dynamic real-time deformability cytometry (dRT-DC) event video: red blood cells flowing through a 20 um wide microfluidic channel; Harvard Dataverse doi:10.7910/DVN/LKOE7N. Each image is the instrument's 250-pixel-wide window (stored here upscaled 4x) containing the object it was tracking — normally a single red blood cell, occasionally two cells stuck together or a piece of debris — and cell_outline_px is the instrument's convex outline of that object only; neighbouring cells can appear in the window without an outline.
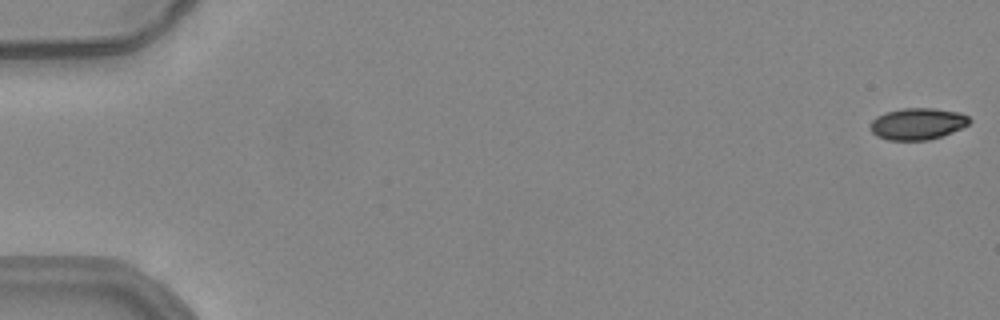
{"species": "common noctule bat (a hibernating species)", "species_latin": "Nyctalus noctula", "temperature_condition": "warm", "stored_images_in_passage": 54, "camera_frame_rate_fps": 3000, "um_per_image_px": 0.085, "animal": {"sex": "female", "body_mass_g": 24.6, "forearm_length_mm": 56.2}, "frame": {"image": 1, "passage_image": 1, "time_ms": 0.0, "image_size_px": [1000, 320], "cell_outline_px": [[972, 120], [968, 124], [952, 132], [928, 140], [888, 140], [876, 136], [872, 132], [868, 124], [876, 116], [884, 112], [904, 108], [932, 108], [960, 112], [968, 116]], "centroid_in_image_um": [77.95, 10.51], "position_along_channel_um": 7.0, "area_um2": 18.38}}
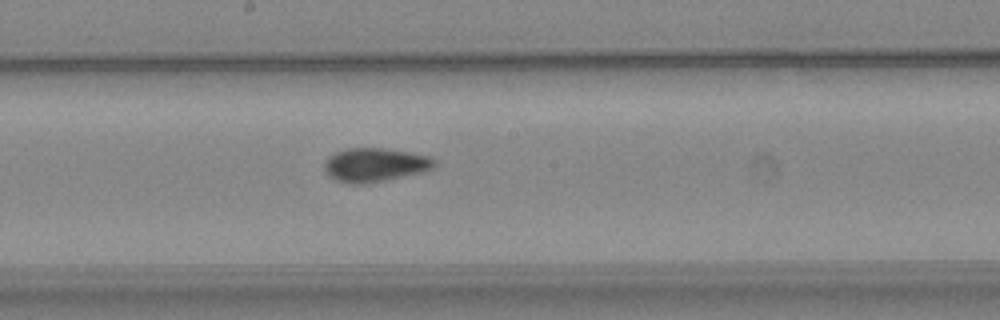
{"frame": {"image": 2, "passage_image": 30, "time_ms": 9.667, "image_size_px": [1000, 320], "cell_outline_px": [[436, 164], [432, 168], [420, 172], [384, 180], [364, 184], [352, 184], [336, 180], [324, 168], [324, 164], [328, 156], [336, 152], [348, 148], [384, 148], [432, 156], [436, 160]], "centroid_in_image_um": [31.88, 14.0], "position_along_channel_um": 216.3, "area_um2": 21.39}}
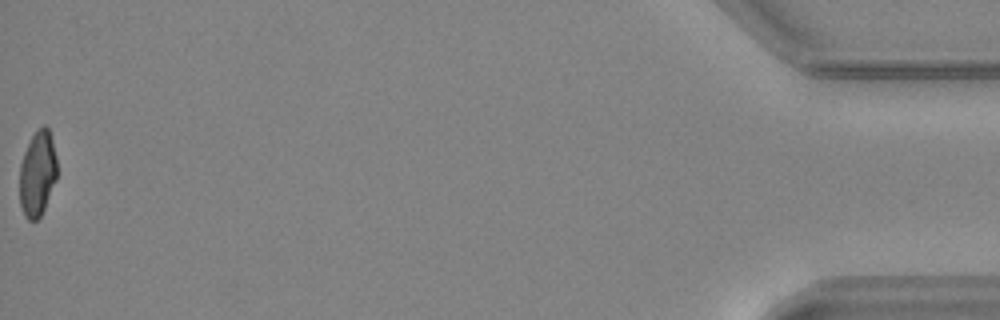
{"frame": {"image": 3, "passage_image": 54, "time_ms": 17.667, "image_size_px": [1000, 320], "cell_outline_px": [[56, 180], [44, 208], [40, 216], [36, 220], [28, 220], [24, 216], [20, 204], [20, 164], [24, 152], [32, 136], [44, 124], [48, 128], [52, 140], [56, 156]], "centroid_in_image_um": [3.18, 14.77], "position_along_channel_um": 432.0, "area_um2": 18.38}, "authors_computed_cell_mechanics": {"area_um2": 20.0566, "velocity_mm_per_s": 3.9218, "shape_relaxation_time_tau1_ms": 6.5442, "shape_relaxation_time_tau2_ms": 1.1375, "deformation_change_tau1": 0.1738, "deformation_change_tau2": 0.0325}}